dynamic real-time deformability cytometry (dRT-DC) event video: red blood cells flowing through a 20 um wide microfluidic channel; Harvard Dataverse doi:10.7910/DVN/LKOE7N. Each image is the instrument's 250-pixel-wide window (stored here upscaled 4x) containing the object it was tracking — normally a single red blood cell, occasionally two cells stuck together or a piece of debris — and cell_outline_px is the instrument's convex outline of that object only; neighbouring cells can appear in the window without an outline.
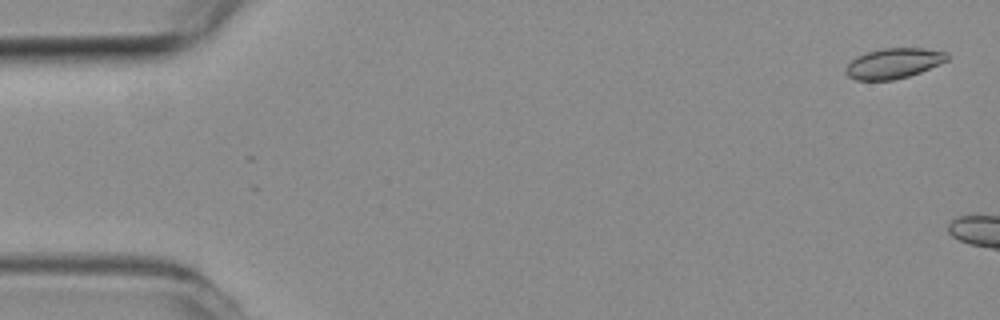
{"species": "common noctule bat (a hibernating species)", "species_latin": "Nyctalus noctula", "temperature_condition": "room temperature", "stored_images_in_passage": 6, "camera_frame_rate_fps": 3000, "um_per_image_px": 0.085, "animal": {"sex": "female", "body_mass_g": 19.3, "forearm_length_mm": 54.1}, "frame": {"image": 1, "passage_image": 2, "time_ms": 0.333, "image_size_px": [1000, 320], "cell_outline_px": [[948, 60], [940, 64], [920, 72], [908, 76], [892, 80], [856, 80], [848, 76], [844, 72], [844, 68], [856, 56], [868, 52], [884, 48], [920, 48], [944, 52], [948, 56]], "centroid_in_image_um": [75.92, 5.39], "position_along_channel_um": 9.1, "area_um2": 17.74}}